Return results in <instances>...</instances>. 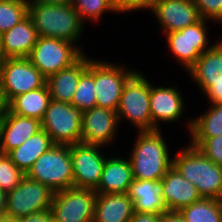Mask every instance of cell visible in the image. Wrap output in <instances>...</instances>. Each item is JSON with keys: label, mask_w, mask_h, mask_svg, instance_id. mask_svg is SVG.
<instances>
[{"label": "cell", "mask_w": 222, "mask_h": 222, "mask_svg": "<svg viewBox=\"0 0 222 222\" xmlns=\"http://www.w3.org/2000/svg\"><path fill=\"white\" fill-rule=\"evenodd\" d=\"M131 151L133 177L139 180L162 179L173 166V158L161 130L139 131Z\"/></svg>", "instance_id": "obj_1"}, {"label": "cell", "mask_w": 222, "mask_h": 222, "mask_svg": "<svg viewBox=\"0 0 222 222\" xmlns=\"http://www.w3.org/2000/svg\"><path fill=\"white\" fill-rule=\"evenodd\" d=\"M28 16L40 37L77 44L84 29V23L71 3L28 4Z\"/></svg>", "instance_id": "obj_2"}, {"label": "cell", "mask_w": 222, "mask_h": 222, "mask_svg": "<svg viewBox=\"0 0 222 222\" xmlns=\"http://www.w3.org/2000/svg\"><path fill=\"white\" fill-rule=\"evenodd\" d=\"M173 158V166L197 187L202 198H222V167L190 143Z\"/></svg>", "instance_id": "obj_3"}, {"label": "cell", "mask_w": 222, "mask_h": 222, "mask_svg": "<svg viewBox=\"0 0 222 222\" xmlns=\"http://www.w3.org/2000/svg\"><path fill=\"white\" fill-rule=\"evenodd\" d=\"M26 175L49 187L53 192L73 187L72 160L69 145H53L32 165Z\"/></svg>", "instance_id": "obj_4"}, {"label": "cell", "mask_w": 222, "mask_h": 222, "mask_svg": "<svg viewBox=\"0 0 222 222\" xmlns=\"http://www.w3.org/2000/svg\"><path fill=\"white\" fill-rule=\"evenodd\" d=\"M150 81L136 71L124 84L119 107L118 120L125 118L139 131L152 130L150 113Z\"/></svg>", "instance_id": "obj_5"}, {"label": "cell", "mask_w": 222, "mask_h": 222, "mask_svg": "<svg viewBox=\"0 0 222 222\" xmlns=\"http://www.w3.org/2000/svg\"><path fill=\"white\" fill-rule=\"evenodd\" d=\"M45 85L46 77L28 58L0 60V92L5 106L14 97Z\"/></svg>", "instance_id": "obj_6"}, {"label": "cell", "mask_w": 222, "mask_h": 222, "mask_svg": "<svg viewBox=\"0 0 222 222\" xmlns=\"http://www.w3.org/2000/svg\"><path fill=\"white\" fill-rule=\"evenodd\" d=\"M75 43L38 37L28 59L47 78L75 63L85 52Z\"/></svg>", "instance_id": "obj_7"}, {"label": "cell", "mask_w": 222, "mask_h": 222, "mask_svg": "<svg viewBox=\"0 0 222 222\" xmlns=\"http://www.w3.org/2000/svg\"><path fill=\"white\" fill-rule=\"evenodd\" d=\"M82 111L72 104L51 99L41 120L42 129L54 144L74 145L81 142Z\"/></svg>", "instance_id": "obj_8"}, {"label": "cell", "mask_w": 222, "mask_h": 222, "mask_svg": "<svg viewBox=\"0 0 222 222\" xmlns=\"http://www.w3.org/2000/svg\"><path fill=\"white\" fill-rule=\"evenodd\" d=\"M96 197L94 189L72 187L54 192L53 218L58 222H93Z\"/></svg>", "instance_id": "obj_9"}, {"label": "cell", "mask_w": 222, "mask_h": 222, "mask_svg": "<svg viewBox=\"0 0 222 222\" xmlns=\"http://www.w3.org/2000/svg\"><path fill=\"white\" fill-rule=\"evenodd\" d=\"M53 195L49 187L25 175L16 188L7 192L6 214L18 219L49 210Z\"/></svg>", "instance_id": "obj_10"}, {"label": "cell", "mask_w": 222, "mask_h": 222, "mask_svg": "<svg viewBox=\"0 0 222 222\" xmlns=\"http://www.w3.org/2000/svg\"><path fill=\"white\" fill-rule=\"evenodd\" d=\"M124 68L117 63L94 60V86L96 106L117 111L122 90L136 70Z\"/></svg>", "instance_id": "obj_11"}, {"label": "cell", "mask_w": 222, "mask_h": 222, "mask_svg": "<svg viewBox=\"0 0 222 222\" xmlns=\"http://www.w3.org/2000/svg\"><path fill=\"white\" fill-rule=\"evenodd\" d=\"M208 20L200 19L193 25L187 26L180 31L165 33L168 48L186 71H188L205 51L208 46L207 28ZM208 38V39H207ZM208 46V47H207Z\"/></svg>", "instance_id": "obj_12"}, {"label": "cell", "mask_w": 222, "mask_h": 222, "mask_svg": "<svg viewBox=\"0 0 222 222\" xmlns=\"http://www.w3.org/2000/svg\"><path fill=\"white\" fill-rule=\"evenodd\" d=\"M102 149L103 146L82 142L70 145L73 187L94 190L98 187L107 158Z\"/></svg>", "instance_id": "obj_13"}, {"label": "cell", "mask_w": 222, "mask_h": 222, "mask_svg": "<svg viewBox=\"0 0 222 222\" xmlns=\"http://www.w3.org/2000/svg\"><path fill=\"white\" fill-rule=\"evenodd\" d=\"M211 103L222 102V40L216 42L188 70Z\"/></svg>", "instance_id": "obj_14"}, {"label": "cell", "mask_w": 222, "mask_h": 222, "mask_svg": "<svg viewBox=\"0 0 222 222\" xmlns=\"http://www.w3.org/2000/svg\"><path fill=\"white\" fill-rule=\"evenodd\" d=\"M117 111L102 107H93L82 112L81 142L100 146H109L118 133Z\"/></svg>", "instance_id": "obj_15"}, {"label": "cell", "mask_w": 222, "mask_h": 222, "mask_svg": "<svg viewBox=\"0 0 222 222\" xmlns=\"http://www.w3.org/2000/svg\"><path fill=\"white\" fill-rule=\"evenodd\" d=\"M150 10L164 33L180 31L201 19L192 0H159Z\"/></svg>", "instance_id": "obj_16"}, {"label": "cell", "mask_w": 222, "mask_h": 222, "mask_svg": "<svg viewBox=\"0 0 222 222\" xmlns=\"http://www.w3.org/2000/svg\"><path fill=\"white\" fill-rule=\"evenodd\" d=\"M174 86H154L150 83V113L152 130L160 129L161 122H176L183 116L184 98Z\"/></svg>", "instance_id": "obj_17"}, {"label": "cell", "mask_w": 222, "mask_h": 222, "mask_svg": "<svg viewBox=\"0 0 222 222\" xmlns=\"http://www.w3.org/2000/svg\"><path fill=\"white\" fill-rule=\"evenodd\" d=\"M42 129L41 121L11 113L6 107L0 116V151L7 154Z\"/></svg>", "instance_id": "obj_18"}, {"label": "cell", "mask_w": 222, "mask_h": 222, "mask_svg": "<svg viewBox=\"0 0 222 222\" xmlns=\"http://www.w3.org/2000/svg\"><path fill=\"white\" fill-rule=\"evenodd\" d=\"M38 33L27 15L10 30L0 35L2 59L28 58L38 40Z\"/></svg>", "instance_id": "obj_19"}, {"label": "cell", "mask_w": 222, "mask_h": 222, "mask_svg": "<svg viewBox=\"0 0 222 222\" xmlns=\"http://www.w3.org/2000/svg\"><path fill=\"white\" fill-rule=\"evenodd\" d=\"M162 197L170 211H180L202 199L197 187L185 179L174 166L162 178Z\"/></svg>", "instance_id": "obj_20"}, {"label": "cell", "mask_w": 222, "mask_h": 222, "mask_svg": "<svg viewBox=\"0 0 222 222\" xmlns=\"http://www.w3.org/2000/svg\"><path fill=\"white\" fill-rule=\"evenodd\" d=\"M138 213L163 214L167 206L162 197V179L157 181L134 179L127 191Z\"/></svg>", "instance_id": "obj_21"}, {"label": "cell", "mask_w": 222, "mask_h": 222, "mask_svg": "<svg viewBox=\"0 0 222 222\" xmlns=\"http://www.w3.org/2000/svg\"><path fill=\"white\" fill-rule=\"evenodd\" d=\"M133 180L132 165L129 158L108 157L95 191L97 194L127 193Z\"/></svg>", "instance_id": "obj_22"}, {"label": "cell", "mask_w": 222, "mask_h": 222, "mask_svg": "<svg viewBox=\"0 0 222 222\" xmlns=\"http://www.w3.org/2000/svg\"><path fill=\"white\" fill-rule=\"evenodd\" d=\"M87 70L85 53L71 66L46 78L51 99L71 104L80 76Z\"/></svg>", "instance_id": "obj_23"}, {"label": "cell", "mask_w": 222, "mask_h": 222, "mask_svg": "<svg viewBox=\"0 0 222 222\" xmlns=\"http://www.w3.org/2000/svg\"><path fill=\"white\" fill-rule=\"evenodd\" d=\"M133 213L127 193L97 194L93 222H129Z\"/></svg>", "instance_id": "obj_24"}, {"label": "cell", "mask_w": 222, "mask_h": 222, "mask_svg": "<svg viewBox=\"0 0 222 222\" xmlns=\"http://www.w3.org/2000/svg\"><path fill=\"white\" fill-rule=\"evenodd\" d=\"M53 145L55 144L50 135L44 129H41L19 147L9 151L7 155L26 174L33 163Z\"/></svg>", "instance_id": "obj_25"}, {"label": "cell", "mask_w": 222, "mask_h": 222, "mask_svg": "<svg viewBox=\"0 0 222 222\" xmlns=\"http://www.w3.org/2000/svg\"><path fill=\"white\" fill-rule=\"evenodd\" d=\"M51 96L47 85L14 97L5 107L16 115L42 120Z\"/></svg>", "instance_id": "obj_26"}, {"label": "cell", "mask_w": 222, "mask_h": 222, "mask_svg": "<svg viewBox=\"0 0 222 222\" xmlns=\"http://www.w3.org/2000/svg\"><path fill=\"white\" fill-rule=\"evenodd\" d=\"M187 124L191 138H213L222 135V102L211 103L209 110Z\"/></svg>", "instance_id": "obj_27"}, {"label": "cell", "mask_w": 222, "mask_h": 222, "mask_svg": "<svg viewBox=\"0 0 222 222\" xmlns=\"http://www.w3.org/2000/svg\"><path fill=\"white\" fill-rule=\"evenodd\" d=\"M186 222H222V206L218 199L202 198L180 210Z\"/></svg>", "instance_id": "obj_28"}, {"label": "cell", "mask_w": 222, "mask_h": 222, "mask_svg": "<svg viewBox=\"0 0 222 222\" xmlns=\"http://www.w3.org/2000/svg\"><path fill=\"white\" fill-rule=\"evenodd\" d=\"M71 104L82 112L96 106L94 60L87 57V70L80 76Z\"/></svg>", "instance_id": "obj_29"}, {"label": "cell", "mask_w": 222, "mask_h": 222, "mask_svg": "<svg viewBox=\"0 0 222 222\" xmlns=\"http://www.w3.org/2000/svg\"><path fill=\"white\" fill-rule=\"evenodd\" d=\"M71 4L83 23L99 21L106 11L121 13L117 0H72Z\"/></svg>", "instance_id": "obj_30"}, {"label": "cell", "mask_w": 222, "mask_h": 222, "mask_svg": "<svg viewBox=\"0 0 222 222\" xmlns=\"http://www.w3.org/2000/svg\"><path fill=\"white\" fill-rule=\"evenodd\" d=\"M28 15L27 0H0V35Z\"/></svg>", "instance_id": "obj_31"}, {"label": "cell", "mask_w": 222, "mask_h": 222, "mask_svg": "<svg viewBox=\"0 0 222 222\" xmlns=\"http://www.w3.org/2000/svg\"><path fill=\"white\" fill-rule=\"evenodd\" d=\"M25 175L7 154L0 153V188L2 190L12 191L21 183Z\"/></svg>", "instance_id": "obj_32"}, {"label": "cell", "mask_w": 222, "mask_h": 222, "mask_svg": "<svg viewBox=\"0 0 222 222\" xmlns=\"http://www.w3.org/2000/svg\"><path fill=\"white\" fill-rule=\"evenodd\" d=\"M190 144L222 167V135L213 138H191Z\"/></svg>", "instance_id": "obj_33"}, {"label": "cell", "mask_w": 222, "mask_h": 222, "mask_svg": "<svg viewBox=\"0 0 222 222\" xmlns=\"http://www.w3.org/2000/svg\"><path fill=\"white\" fill-rule=\"evenodd\" d=\"M204 20L222 23V0H192Z\"/></svg>", "instance_id": "obj_34"}, {"label": "cell", "mask_w": 222, "mask_h": 222, "mask_svg": "<svg viewBox=\"0 0 222 222\" xmlns=\"http://www.w3.org/2000/svg\"><path fill=\"white\" fill-rule=\"evenodd\" d=\"M159 0H117L118 6L121 13L132 12L133 10L137 11L139 9H150L158 2Z\"/></svg>", "instance_id": "obj_35"}, {"label": "cell", "mask_w": 222, "mask_h": 222, "mask_svg": "<svg viewBox=\"0 0 222 222\" xmlns=\"http://www.w3.org/2000/svg\"><path fill=\"white\" fill-rule=\"evenodd\" d=\"M53 214L51 209L29 214L17 219V222H51Z\"/></svg>", "instance_id": "obj_36"}, {"label": "cell", "mask_w": 222, "mask_h": 222, "mask_svg": "<svg viewBox=\"0 0 222 222\" xmlns=\"http://www.w3.org/2000/svg\"><path fill=\"white\" fill-rule=\"evenodd\" d=\"M160 214H148V213H133L129 222H160Z\"/></svg>", "instance_id": "obj_37"}, {"label": "cell", "mask_w": 222, "mask_h": 222, "mask_svg": "<svg viewBox=\"0 0 222 222\" xmlns=\"http://www.w3.org/2000/svg\"><path fill=\"white\" fill-rule=\"evenodd\" d=\"M160 222H186L180 211L167 210L161 214Z\"/></svg>", "instance_id": "obj_38"}, {"label": "cell", "mask_w": 222, "mask_h": 222, "mask_svg": "<svg viewBox=\"0 0 222 222\" xmlns=\"http://www.w3.org/2000/svg\"><path fill=\"white\" fill-rule=\"evenodd\" d=\"M28 4H67L72 0H27Z\"/></svg>", "instance_id": "obj_39"}, {"label": "cell", "mask_w": 222, "mask_h": 222, "mask_svg": "<svg viewBox=\"0 0 222 222\" xmlns=\"http://www.w3.org/2000/svg\"><path fill=\"white\" fill-rule=\"evenodd\" d=\"M7 192L0 188V216L6 214Z\"/></svg>", "instance_id": "obj_40"}, {"label": "cell", "mask_w": 222, "mask_h": 222, "mask_svg": "<svg viewBox=\"0 0 222 222\" xmlns=\"http://www.w3.org/2000/svg\"><path fill=\"white\" fill-rule=\"evenodd\" d=\"M0 222H17V218L5 214L0 216Z\"/></svg>", "instance_id": "obj_41"}, {"label": "cell", "mask_w": 222, "mask_h": 222, "mask_svg": "<svg viewBox=\"0 0 222 222\" xmlns=\"http://www.w3.org/2000/svg\"><path fill=\"white\" fill-rule=\"evenodd\" d=\"M4 109H5V104H4L3 100H2L1 92H0V116L2 115Z\"/></svg>", "instance_id": "obj_42"}, {"label": "cell", "mask_w": 222, "mask_h": 222, "mask_svg": "<svg viewBox=\"0 0 222 222\" xmlns=\"http://www.w3.org/2000/svg\"><path fill=\"white\" fill-rule=\"evenodd\" d=\"M51 222H58V221H56L54 218L51 220Z\"/></svg>", "instance_id": "obj_43"}]
</instances>
